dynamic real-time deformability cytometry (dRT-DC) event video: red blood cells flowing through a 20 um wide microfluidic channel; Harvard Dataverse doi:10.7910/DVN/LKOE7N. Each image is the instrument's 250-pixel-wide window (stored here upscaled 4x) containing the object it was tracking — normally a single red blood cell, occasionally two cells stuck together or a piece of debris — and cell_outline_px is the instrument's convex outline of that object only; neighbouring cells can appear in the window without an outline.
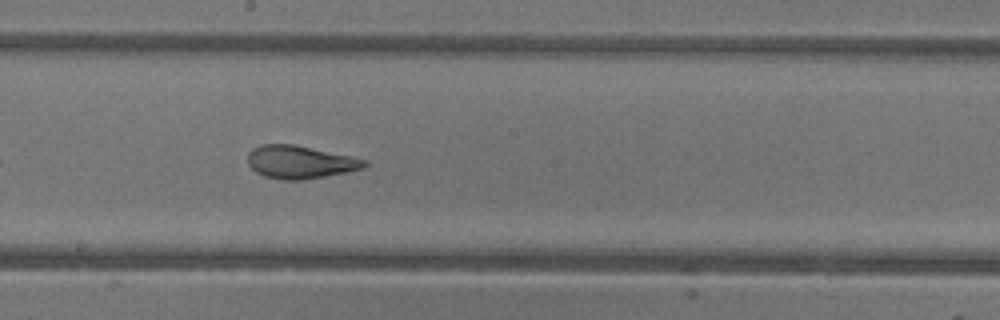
{"species": "common noctule bat (a hibernating species)", "species_latin": "Nyctalus noctula", "temperature_condition": "warm", "stored_images_in_passage": 30, "camera_frame_rate_fps": 3000, "um_per_image_px": 0.085, "animal": {"sex": "female"}, "frame": {"image": 1, "passage_image": 13, "time_ms": 4.0, "image_size_px": [1000, 320], "cell_outline_px": [[368, 164], [364, 168], [324, 176], [300, 180], [284, 180], [264, 176], [256, 172], [248, 164], [248, 152], [252, 148], [260, 144], [292, 144], [352, 156], [368, 160]], "centroid_in_image_um": [25.49, 13.77], "position_along_channel_um": 222.7, "area_um2": 22.31}, "authors_computed_cell_mechanics": {"area_um2": 22.9177, "velocity_mm_per_s": 4.2975, "shape_relaxation_time_tau1_ms": null, "shape_relaxation_time_tau2_ms": 1.1628, "deformation_change_tau1": null, "deformation_change_tau2": 0.0948}}